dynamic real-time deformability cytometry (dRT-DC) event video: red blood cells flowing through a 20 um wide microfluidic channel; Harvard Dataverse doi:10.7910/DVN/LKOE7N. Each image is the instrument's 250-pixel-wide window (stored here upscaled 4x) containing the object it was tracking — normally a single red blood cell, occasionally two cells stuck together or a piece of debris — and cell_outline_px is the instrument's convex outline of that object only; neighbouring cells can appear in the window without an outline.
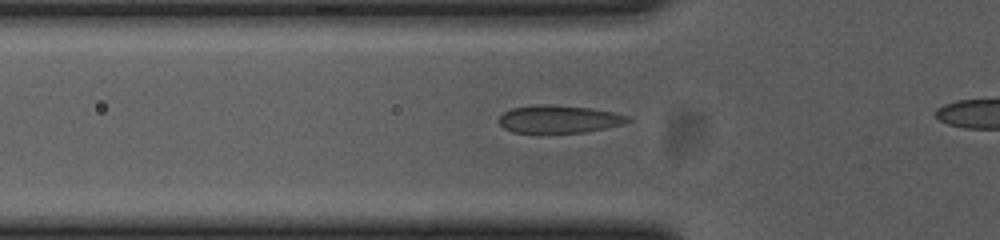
{"species": "common noctule bat (a hibernating species)", "species_latin": "Nyctalus noctula", "temperature_condition": "cold", "stored_images_in_passage": 35, "camera_frame_rate_fps": 3000, "um_per_image_px": 0.085, "animal": {"sex": "female", "body_mass_g": 23.0, "forearm_length_mm": 53.4}, "frame": {"image": 1, "passage_image": 9, "time_ms": 2.667, "image_size_px": [1000, 240], "cell_outline_px": [[632, 120], [624, 124], [584, 132], [512, 132], [504, 128], [496, 120], [504, 112], [512, 108], [532, 104], [548, 104], [588, 108], [612, 112], [628, 116]], "centroid_in_image_um": [47.47, 10.11], "position_along_channel_um": 78.3, "area_um2": 20.69}}
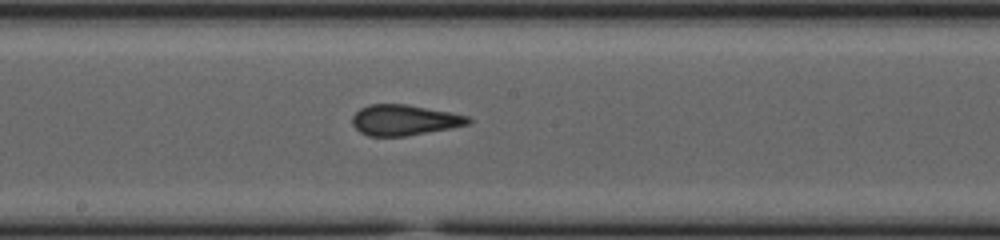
{"frame": {"image": 2, "passage_image": 20, "time_ms": 6.333, "image_size_px": [1000, 240], "cell_outline_px": [[472, 120], [468, 124], [452, 128], [404, 136], [368, 136], [360, 132], [352, 124], [352, 116], [360, 108], [368, 104], [408, 104], [468, 116]], "centroid_in_image_um": [34.34, 10.2], "position_along_channel_um": 213.9, "area_um2": 20.63}}
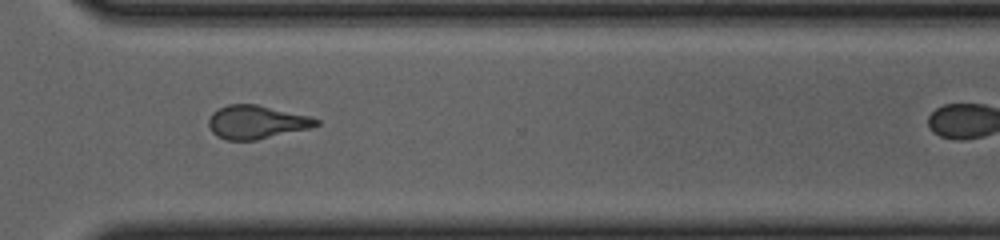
{"frame": {"image": 3, "passage_image": 31, "time_ms": 10.0, "image_size_px": [1000, 240], "cell_outline_px": [[320, 124], [308, 128], [256, 140], [228, 140], [216, 136], [212, 132], [208, 124], [208, 120], [212, 112], [228, 104], [256, 104], [308, 116], [320, 120]], "centroid_in_image_um": [21.75, 10.38], "position_along_channel_um": 348.8, "area_um2": 20.69}}